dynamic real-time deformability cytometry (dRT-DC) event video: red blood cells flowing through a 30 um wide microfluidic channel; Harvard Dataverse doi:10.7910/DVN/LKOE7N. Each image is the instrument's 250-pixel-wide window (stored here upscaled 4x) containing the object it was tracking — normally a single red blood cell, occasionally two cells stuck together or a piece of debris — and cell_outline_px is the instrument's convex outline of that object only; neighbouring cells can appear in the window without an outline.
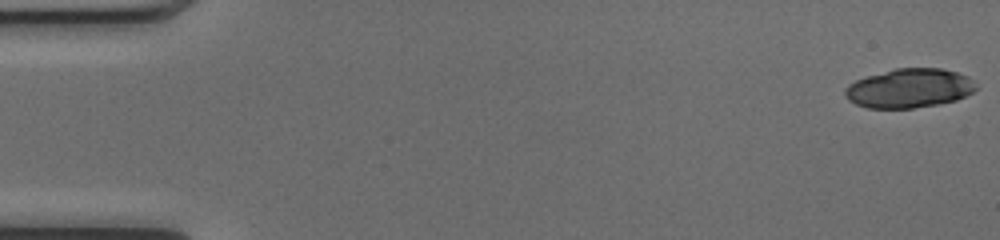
{"species": "common noctule bat (a hibernating species)", "species_latin": "Nyctalus noctula", "temperature_condition": "cold", "stored_images_in_passage": 21, "camera_frame_rate_fps": 3000, "um_per_image_px": 0.085, "animal": {"sex": "female", "body_mass_g": 17.0, "forearm_length_mm": 48.0}, "frame": {"image": 1, "passage_image": 1, "time_ms": 0.0, "image_size_px": [1000, 240], "cell_outline_px": [[976, 88], [972, 92], [956, 100], [936, 104], [912, 108], [868, 108], [856, 104], [848, 100], [844, 96], [844, 88], [848, 84], [856, 80], [868, 76], [896, 68], [940, 68], [956, 72], [968, 76], [972, 80]], "centroid_in_image_um": [77.25, 7.5], "position_along_channel_um": 7.8, "area_um2": 29.71}}